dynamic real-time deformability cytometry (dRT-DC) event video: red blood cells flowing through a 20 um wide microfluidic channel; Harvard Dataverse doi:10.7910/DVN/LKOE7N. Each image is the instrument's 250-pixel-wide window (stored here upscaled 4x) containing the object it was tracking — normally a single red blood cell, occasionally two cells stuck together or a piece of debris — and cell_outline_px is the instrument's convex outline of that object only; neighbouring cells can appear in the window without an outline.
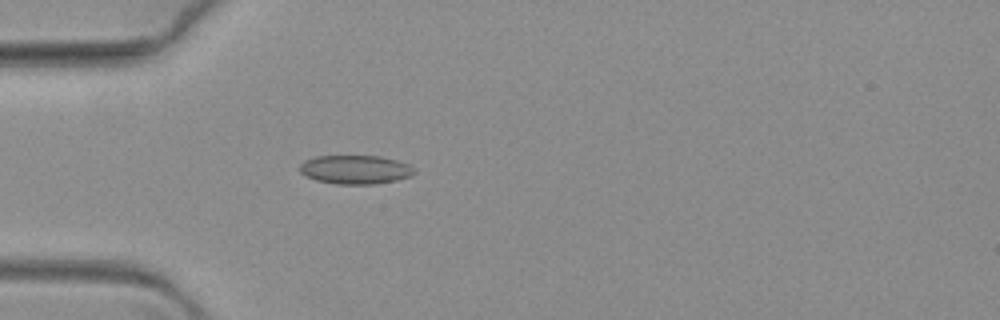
{"species": "common noctule bat (a hibernating species)", "species_latin": "Nyctalus noctula", "temperature_condition": "warm", "stored_images_in_passage": 47, "camera_frame_rate_fps": 3000, "um_per_image_px": 0.085, "animal": {"sex": "female", "body_mass_g": 19.3, "forearm_length_mm": 54.1}, "frame": {"image": 1, "passage_image": 1, "time_ms": 0.0, "image_size_px": [1000, 320], "cell_outline_px": [[416, 172], [412, 176], [396, 180], [372, 184], [336, 184], [316, 180], [300, 172], [300, 164], [304, 160], [316, 156], [380, 156], [396, 160], [408, 164], [416, 168]], "centroid_in_image_um": [30.23, 14.41], "position_along_channel_um": 54.8, "area_um2": 19.25}}
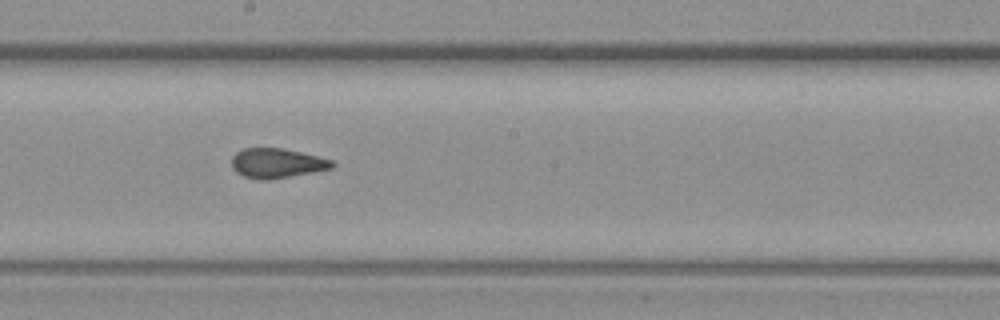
{"frame": {"image": 2, "passage_image": 18, "time_ms": 5.667, "image_size_px": [1000, 320], "cell_outline_px": [[336, 164], [332, 168], [312, 172], [268, 180], [260, 180], [244, 176], [236, 172], [232, 168], [232, 156], [236, 152], [244, 148], [280, 148], [300, 152], [332, 160]], "centroid_in_image_um": [23.51, 13.87], "position_along_channel_um": 224.7, "area_um2": 17.22}}
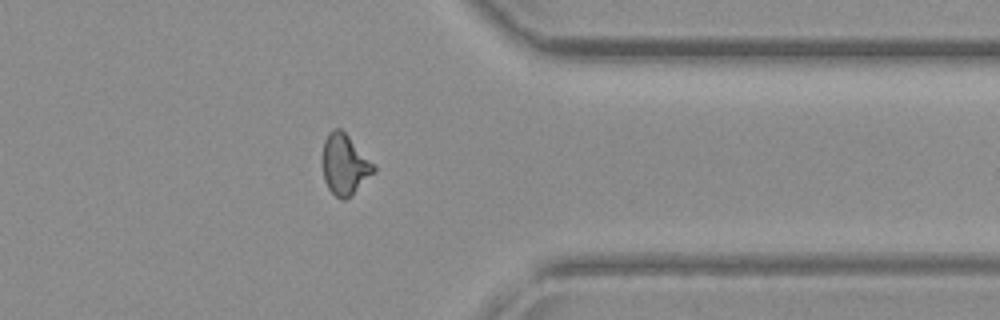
{"frame": {"image": 3, "passage_image": 34, "time_ms": 11.0, "image_size_px": [1000, 320], "cell_outline_px": [[376, 172], [344, 200], [340, 200], [328, 188], [324, 180], [320, 160], [324, 140], [328, 132], [332, 128], [340, 128], [376, 164]], "centroid_in_image_um": [29.27, 13.96], "position_along_channel_um": 382.1, "area_um2": 18.44}}